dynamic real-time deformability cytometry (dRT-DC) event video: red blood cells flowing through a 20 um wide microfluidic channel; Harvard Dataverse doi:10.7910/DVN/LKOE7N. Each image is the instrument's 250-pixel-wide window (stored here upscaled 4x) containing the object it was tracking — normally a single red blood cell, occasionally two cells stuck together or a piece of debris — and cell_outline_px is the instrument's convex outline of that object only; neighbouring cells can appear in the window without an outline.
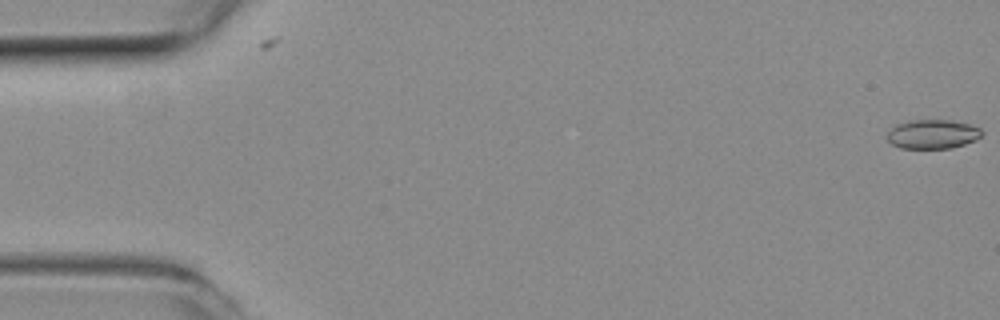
{"species": "common noctule bat (a hibernating species)", "species_latin": "Nyctalus noctula", "temperature_condition": "room temperature", "stored_images_in_passage": 52, "camera_frame_rate_fps": 3000, "um_per_image_px": 0.085, "animal": {"sex": "female", "body_mass_g": 19.3, "forearm_length_mm": 54.1}, "frame": {"image": 1, "passage_image": 1, "time_ms": 0.0, "image_size_px": [1000, 320], "cell_outline_px": [[984, 132], [976, 140], [952, 148], [900, 148], [892, 144], [888, 140], [888, 132], [896, 124], [908, 120], [952, 120], [968, 124], [980, 128]], "centroid_in_image_um": [79.28, 11.4], "position_along_channel_um": 5.7, "area_um2": 16.07}}
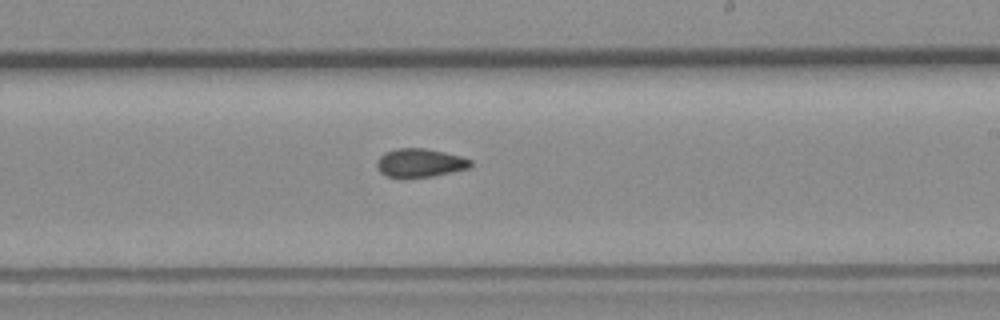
{"frame": {"image": 2, "passage_image": 31, "time_ms": 10.0, "image_size_px": [1000, 320], "cell_outline_px": [[472, 164], [468, 168], [452, 172], [432, 176], [404, 180], [400, 180], [384, 176], [376, 168], [376, 160], [384, 152], [396, 148], [424, 148], [444, 152], [460, 156], [472, 160]], "centroid_in_image_um": [35.61, 13.88], "position_along_channel_um": 253.4, "area_um2": 16.18}}
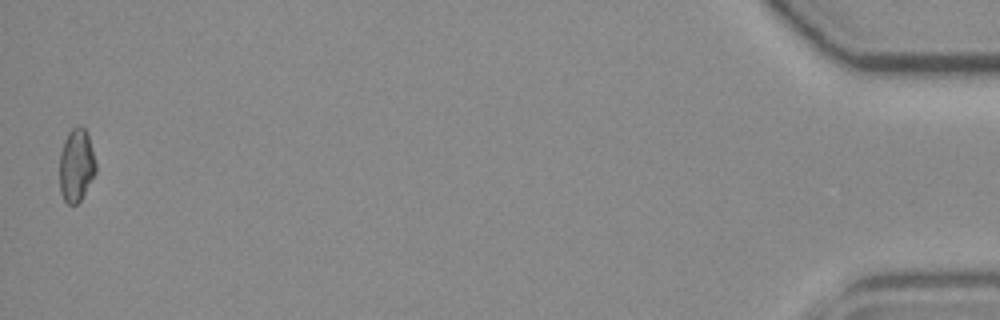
{"frame": {"image": 3, "passage_image": 52, "time_ms": 17.0, "image_size_px": [1000, 320], "cell_outline_px": [[96, 172], [80, 200], [76, 204], [68, 204], [64, 200], [60, 192], [60, 152], [64, 140], [68, 132], [72, 128], [80, 124], [88, 132], [96, 164]], "centroid_in_image_um": [6.48, 14.01], "position_along_channel_um": 428.7, "area_um2": 15.49}, "authors_computed_cell_mechanics": {"area_um2": 15.8372, "velocity_mm_per_s": 3.9572, "shape_relaxation_time_tau1_ms": null, "shape_relaxation_time_tau2_ms": 2.8995, "deformation_change_tau1": null, "deformation_change_tau2": 0.0646}}